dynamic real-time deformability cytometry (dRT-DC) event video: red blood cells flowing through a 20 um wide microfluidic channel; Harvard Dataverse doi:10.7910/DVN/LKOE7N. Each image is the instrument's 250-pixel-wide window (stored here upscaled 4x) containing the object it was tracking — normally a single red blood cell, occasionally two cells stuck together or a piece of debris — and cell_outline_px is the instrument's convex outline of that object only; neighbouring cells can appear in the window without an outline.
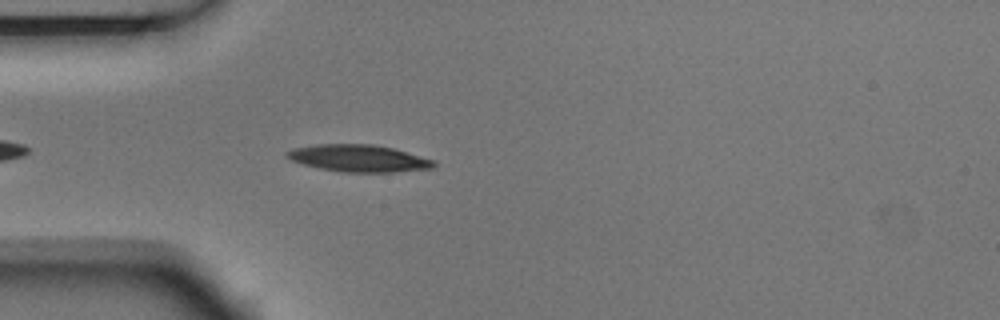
{"species": "Egyptian fruit bat (a non-hibernating species)", "species_latin": "Rousettus aegyptiacus", "temperature_condition": "room temperature", "stored_images_in_passage": 4, "camera_frame_rate_fps": 3000, "um_per_image_px": 0.085, "animal": {"sex": "male"}, "frame": {"image": 1, "passage_image": 4, "time_ms": 1.0, "image_size_px": [1000, 320], "cell_outline_px": [[436, 164], [432, 168], [392, 172], [344, 172], [320, 168], [304, 164], [292, 160], [284, 156], [284, 152], [292, 148], [316, 144], [372, 144], [392, 148], [436, 160]], "centroid_in_image_um": [30.47, 13.44], "position_along_channel_um": 54.5, "area_um2": 23.12}}